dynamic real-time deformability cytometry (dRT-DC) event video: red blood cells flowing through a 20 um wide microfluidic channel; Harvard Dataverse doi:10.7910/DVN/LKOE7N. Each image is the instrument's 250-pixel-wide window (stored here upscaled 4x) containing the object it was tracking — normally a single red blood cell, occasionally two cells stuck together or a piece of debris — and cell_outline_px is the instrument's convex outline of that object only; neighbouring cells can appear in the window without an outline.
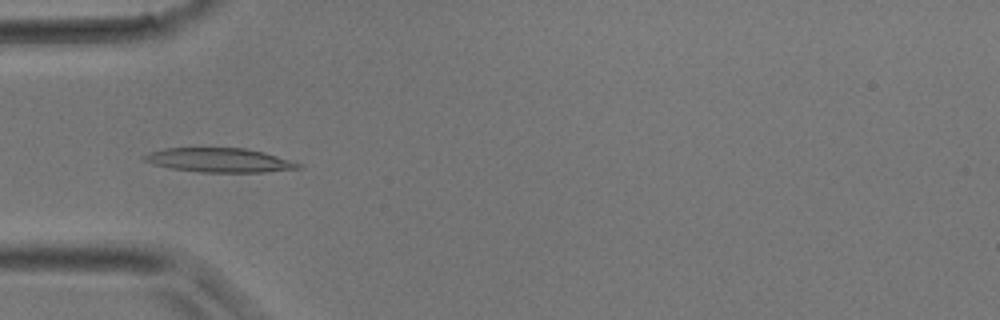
{"species": "common noctule bat (a hibernating species)", "species_latin": "Nyctalus noctula", "temperature_condition": "room temperature", "stored_images_in_passage": 13, "camera_frame_rate_fps": 3000, "um_per_image_px": 0.085, "animal": {"sex": "male", "body_mass_g": 17.9}, "frame": {"image": 1, "passage_image": 11, "time_ms": 3.333, "image_size_px": [1000, 320], "cell_outline_px": [[304, 168], [264, 172], [200, 172], [172, 168], [152, 164], [144, 160], [144, 156], [148, 152], [164, 148], [244, 148], [264, 152], [304, 164]], "centroid_in_image_um": [18.7, 13.61], "position_along_channel_um": 66.3, "area_um2": 21.73}}